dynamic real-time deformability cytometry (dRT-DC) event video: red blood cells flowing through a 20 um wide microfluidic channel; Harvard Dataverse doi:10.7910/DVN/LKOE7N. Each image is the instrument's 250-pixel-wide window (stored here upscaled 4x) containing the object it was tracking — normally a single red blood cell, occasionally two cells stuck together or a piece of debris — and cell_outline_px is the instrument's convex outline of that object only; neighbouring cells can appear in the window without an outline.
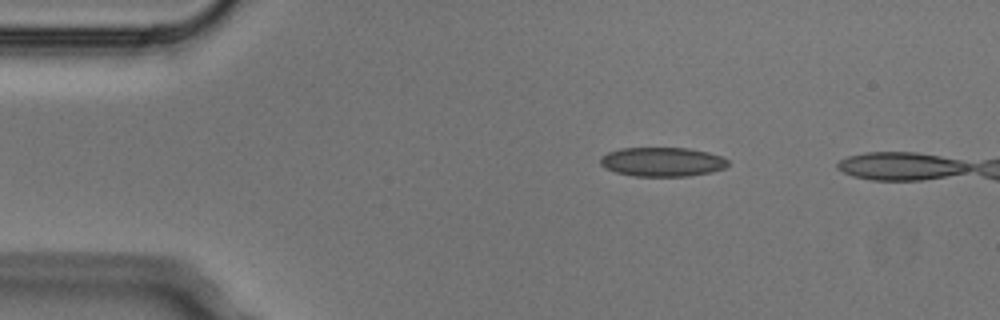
{"species": "Egyptian fruit bat (a non-hibernating species)", "species_latin": "Rousettus aegyptiacus", "temperature_condition": "cold", "stored_images_in_passage": 2, "camera_frame_rate_fps": 3000, "um_per_image_px": 0.085, "animal": {"sex": "male"}, "frame": {"image": 1, "passage_image": 1, "time_ms": 0.0, "image_size_px": [1000, 320], "cell_outline_px": [[728, 164], [724, 168], [712, 172], [688, 176], [636, 176], [616, 172], [604, 168], [600, 164], [600, 156], [608, 152], [620, 148], [688, 148], [708, 152], [720, 156], [728, 160]], "centroid_in_image_um": [56.27, 13.75], "position_along_channel_um": 28.7, "area_um2": 21.73}}